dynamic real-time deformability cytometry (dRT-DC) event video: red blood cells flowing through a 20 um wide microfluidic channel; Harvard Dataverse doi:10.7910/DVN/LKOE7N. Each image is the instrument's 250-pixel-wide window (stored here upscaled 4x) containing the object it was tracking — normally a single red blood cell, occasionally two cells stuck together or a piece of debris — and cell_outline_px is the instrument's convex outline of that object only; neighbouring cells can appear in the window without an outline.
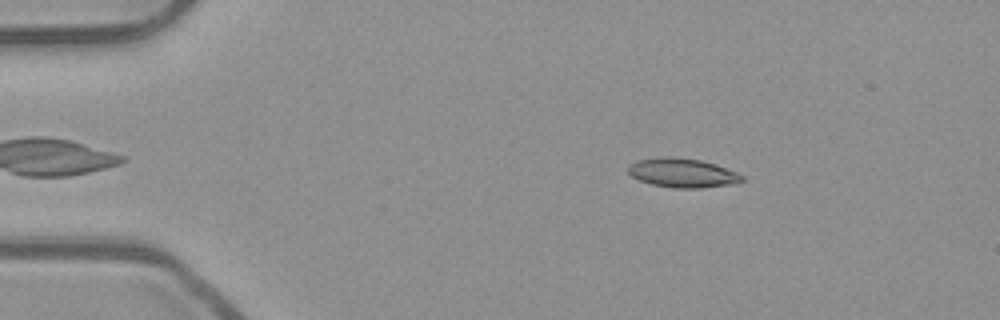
{"species": "common noctule bat (a hibernating species)", "species_latin": "Nyctalus noctula", "temperature_condition": "room temperature", "stored_images_in_passage": 54, "camera_frame_rate_fps": 3000, "um_per_image_px": 0.085, "animal": {"sex": "male", "body_mass_g": 23.1, "forearm_length_mm": 52.7}, "frame": {"image": 1, "passage_image": 10, "time_ms": 3.0, "image_size_px": [1000, 320], "cell_outline_px": [[744, 180], [732, 184], [700, 188], [672, 188], [652, 184], [640, 180], [632, 176], [628, 172], [628, 164], [636, 160], [664, 156], [668, 156], [700, 160], [716, 164], [736, 172], [744, 176]], "centroid_in_image_um": [57.99, 14.69], "position_along_channel_um": 27.0, "area_um2": 19.36}}
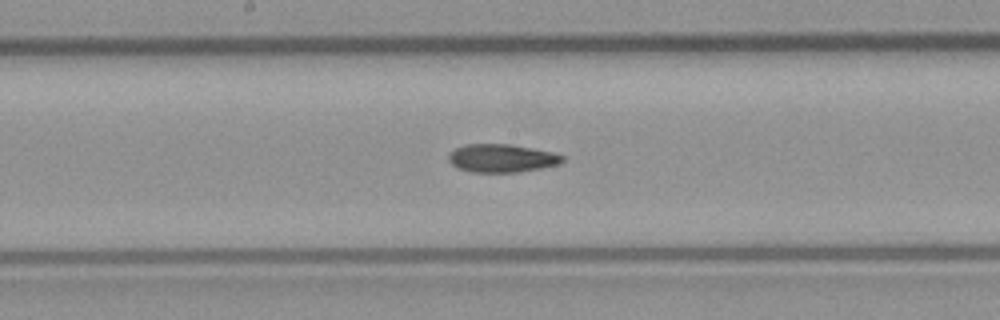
{"frame": {"image": 2, "passage_image": 29, "time_ms": 9.333, "image_size_px": [1000, 320], "cell_outline_px": [[564, 160], [560, 164], [520, 172], [472, 172], [456, 168], [448, 160], [448, 156], [456, 148], [468, 144], [508, 144], [532, 148], [552, 152], [564, 156]], "centroid_in_image_um": [42.65, 13.45], "position_along_channel_um": 205.5, "area_um2": 18.61}}
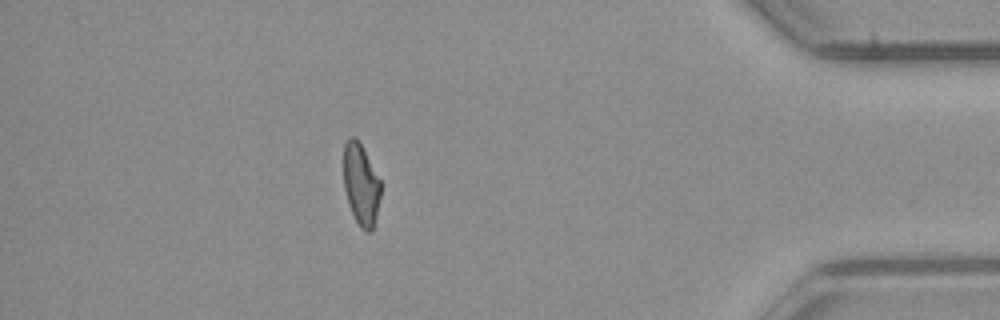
{"frame": {"image": 3, "passage_image": 48, "time_ms": 15.667, "image_size_px": [1000, 320], "cell_outline_px": [[380, 196], [376, 216], [372, 232], [364, 232], [360, 228], [348, 204], [344, 188], [344, 144], [348, 136], [356, 136], [380, 180]], "centroid_in_image_um": [30.67, 15.69], "position_along_channel_um": 404.5, "area_um2": 17.57}, "authors_computed_cell_mechanics": {"area_um2": 18.785, "velocity_mm_per_s": 3.8861, "shape_relaxation_time_tau1_ms": 9.6915, "shape_relaxation_time_tau2_ms": 5.5811, "deformation_change_tau1": 0.2254, "deformation_change_tau2": 0.1311}}